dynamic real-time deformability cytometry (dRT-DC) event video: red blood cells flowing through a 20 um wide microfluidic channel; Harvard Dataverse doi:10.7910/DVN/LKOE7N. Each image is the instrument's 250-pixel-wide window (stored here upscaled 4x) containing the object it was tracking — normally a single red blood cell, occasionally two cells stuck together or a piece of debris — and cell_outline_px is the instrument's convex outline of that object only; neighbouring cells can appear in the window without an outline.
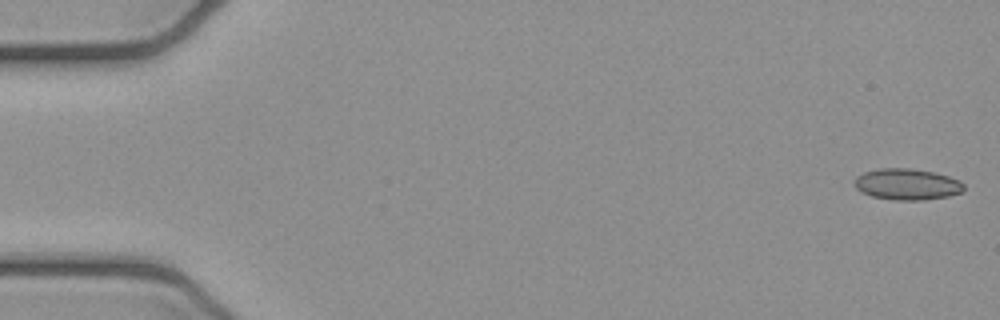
{"species": "common noctule bat (a hibernating species)", "species_latin": "Nyctalus noctula", "temperature_condition": "cold", "stored_images_in_passage": 5, "camera_frame_rate_fps": 3000, "um_per_image_px": 0.085, "animal": {"sex": "female", "body_mass_g": 21.9}, "frame": {"image": 1, "passage_image": 1, "time_ms": 0.0, "image_size_px": [1000, 320], "cell_outline_px": [[964, 192], [948, 196], [924, 200], [896, 200], [872, 196], [856, 188], [852, 180], [856, 176], [864, 172], [880, 168], [912, 168], [936, 172], [960, 180], [964, 184]], "centroid_in_image_um": [77.12, 15.65], "position_along_channel_um": 7.9, "area_um2": 20.11}}
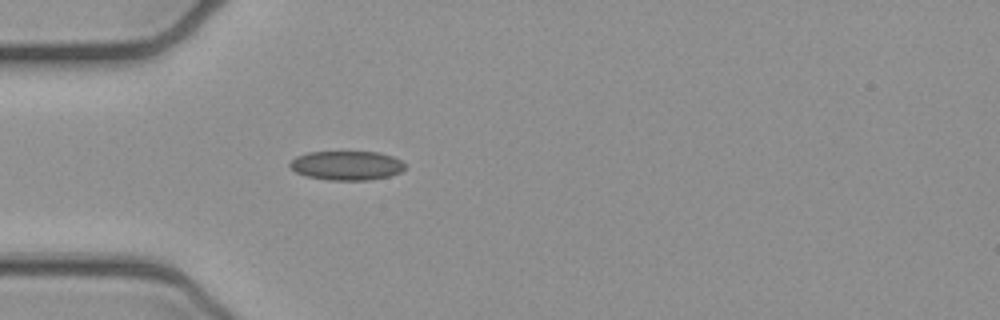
{"frame": {"image": 2, "passage_image": 5, "time_ms": 1.333, "image_size_px": [1000, 320], "cell_outline_px": [[404, 168], [400, 172], [388, 176], [368, 180], [328, 180], [308, 176], [296, 172], [288, 164], [296, 156], [308, 152], [380, 152], [392, 156], [400, 160], [404, 164]], "centroid_in_image_um": [29.46, 14.06], "position_along_channel_um": 55.5, "area_um2": 19.42}}